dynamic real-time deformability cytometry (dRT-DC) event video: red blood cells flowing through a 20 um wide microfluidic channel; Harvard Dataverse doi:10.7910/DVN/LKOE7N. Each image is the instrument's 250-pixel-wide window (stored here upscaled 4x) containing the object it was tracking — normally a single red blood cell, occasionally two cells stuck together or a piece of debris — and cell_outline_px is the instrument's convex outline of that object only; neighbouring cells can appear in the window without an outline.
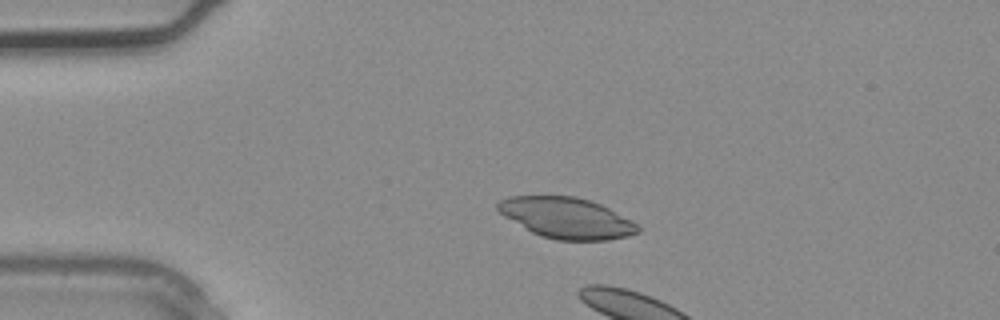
{"species": "common noctule bat (a hibernating species)", "species_latin": "Nyctalus noctula", "temperature_condition": "warm", "stored_images_in_passage": 2, "camera_frame_rate_fps": 3000, "um_per_image_px": 0.085, "animal": {"sex": "male", "body_mass_g": 20.4}, "frame": {"image": 1, "passage_image": 1, "time_ms": 0.0, "image_size_px": [1000, 320], "cell_outline_px": [[640, 232], [628, 236], [608, 240], [556, 240], [540, 236], [532, 232], [504, 216], [496, 208], [496, 204], [500, 200], [508, 196], [576, 196], [600, 204], [632, 220], [640, 228]], "centroid_in_image_um": [48.16, 18.53], "position_along_channel_um": 36.8, "area_um2": 33.23}}